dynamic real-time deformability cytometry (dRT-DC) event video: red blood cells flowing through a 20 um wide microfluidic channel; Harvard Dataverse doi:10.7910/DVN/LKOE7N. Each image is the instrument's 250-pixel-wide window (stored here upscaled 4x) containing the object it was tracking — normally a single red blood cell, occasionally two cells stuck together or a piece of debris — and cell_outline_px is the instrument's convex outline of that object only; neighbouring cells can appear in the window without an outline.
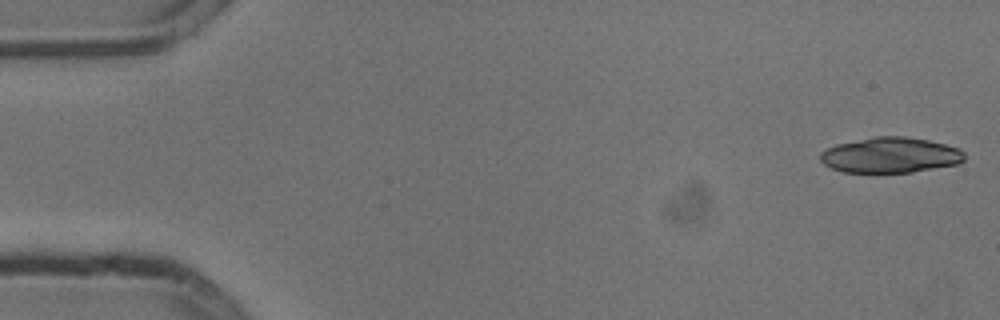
{"species": "common noctule bat (a hibernating species)", "species_latin": "Nyctalus noctula", "temperature_condition": "cold", "stored_images_in_passage": 52, "segment_of_instrument_passage": [1, 2], "camera_frame_rate_fps": 3000, "um_per_image_px": 0.085, "animal": {"sex": "male", "body_mass_g": 13.3}, "frame": {"image": 1, "passage_image": 1, "time_ms": 0.0, "image_size_px": [1000, 320], "cell_outline_px": [[964, 160], [960, 164], [912, 172], [844, 172], [832, 168], [824, 164], [820, 160], [820, 152], [836, 144], [876, 136], [904, 136], [928, 140], [960, 148], [964, 152]], "centroid_in_image_um": [75.71, 13.18], "position_along_channel_um": 9.3, "area_um2": 29.82}}
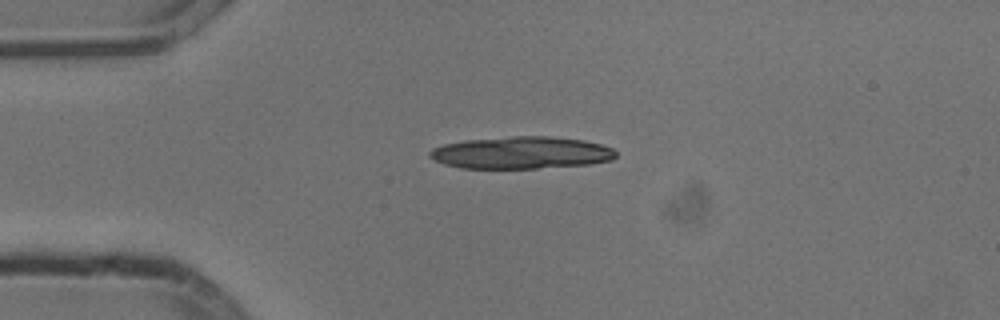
{"frame": {"image": 2, "passage_image": 12, "time_ms": 3.667, "image_size_px": [1000, 320], "cell_outline_px": [[616, 156], [612, 160], [588, 164], [536, 168], [460, 168], [444, 164], [428, 156], [428, 152], [432, 148], [444, 144], [464, 140], [512, 136], [548, 136], [584, 140], [600, 144], [612, 148], [616, 152]], "centroid_in_image_um": [44.29, 12.97], "position_along_channel_um": 40.7, "area_um2": 34.91}}